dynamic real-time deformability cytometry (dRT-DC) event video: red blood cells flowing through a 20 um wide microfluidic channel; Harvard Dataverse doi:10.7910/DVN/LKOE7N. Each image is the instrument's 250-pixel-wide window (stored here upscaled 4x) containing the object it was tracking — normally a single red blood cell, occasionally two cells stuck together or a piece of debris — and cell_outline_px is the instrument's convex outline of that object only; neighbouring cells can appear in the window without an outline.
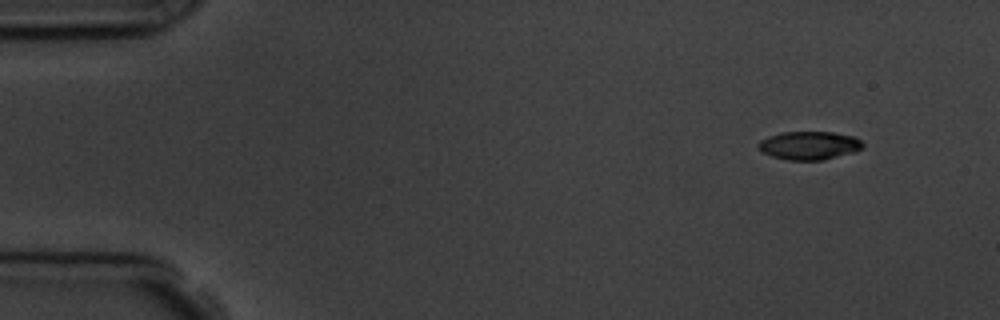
{"species": "common noctule bat (a hibernating species)", "species_latin": "Nyctalus noctula", "temperature_condition": "room temperature", "stored_images_in_passage": 4, "camera_frame_rate_fps": 3000, "um_per_image_px": 0.085, "animal": {"sex": "male", "body_mass_g": 19.5, "forearm_length_mm": 54.6}, "frame": {"image": 1, "passage_image": 1, "time_ms": 0.0, "image_size_px": [1000, 320], "cell_outline_px": [[864, 148], [852, 152], [824, 160], [788, 160], [772, 156], [764, 152], [756, 144], [760, 140], [768, 136], [780, 132], [832, 132], [852, 136], [860, 140], [864, 144]], "centroid_in_image_um": [68.78, 12.36], "position_along_channel_um": 16.2, "area_um2": 17.17}}
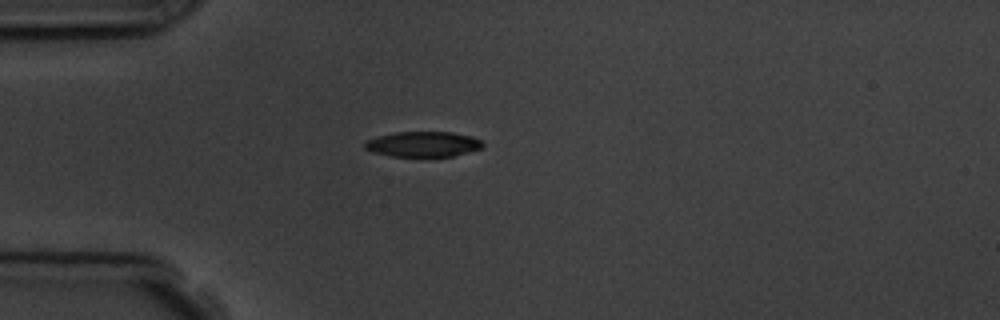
{"frame": {"image": 2, "passage_image": 4, "time_ms": 3.333, "image_size_px": [1000, 320], "cell_outline_px": [[484, 144], [480, 148], [468, 152], [452, 156], [392, 156], [372, 152], [364, 148], [364, 140], [376, 136], [396, 132], [452, 132], [472, 136], [480, 140]], "centroid_in_image_um": [35.91, 12.24], "position_along_channel_um": 49.1, "area_um2": 17.4}}